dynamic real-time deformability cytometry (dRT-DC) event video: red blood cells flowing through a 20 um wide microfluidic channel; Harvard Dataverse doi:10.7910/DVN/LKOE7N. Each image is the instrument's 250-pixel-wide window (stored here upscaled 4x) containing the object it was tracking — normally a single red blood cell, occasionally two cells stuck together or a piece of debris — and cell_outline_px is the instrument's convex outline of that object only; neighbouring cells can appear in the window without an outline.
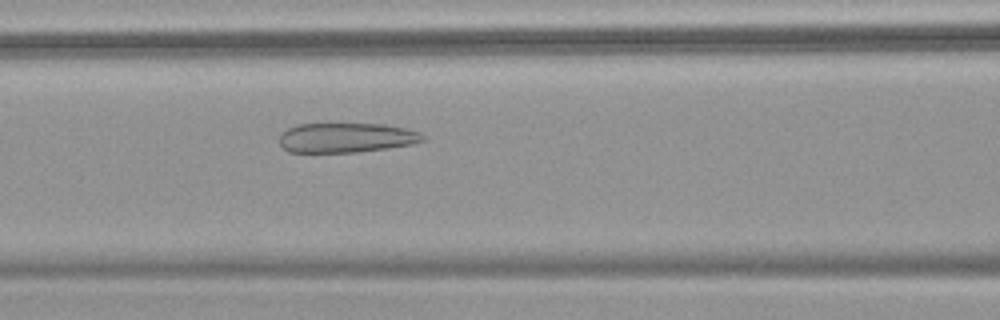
{"species": "common noctule bat (a hibernating species)", "species_latin": "Nyctalus noctula", "temperature_condition": "warm", "stored_images_in_passage": 53, "camera_frame_rate_fps": 3000, "um_per_image_px": 0.085, "animal": {"sex": "female", "body_mass_g": 18.4}, "frame": {"image": 1, "passage_image": 22, "time_ms": 7.0, "image_size_px": [1000, 320], "cell_outline_px": [[424, 140], [412, 144], [388, 148], [356, 152], [288, 152], [280, 144], [280, 132], [296, 124], [384, 124], [404, 128], [420, 132], [424, 136]], "centroid_in_image_um": [29.41, 11.7], "position_along_channel_um": 137.2, "area_um2": 24.8}}
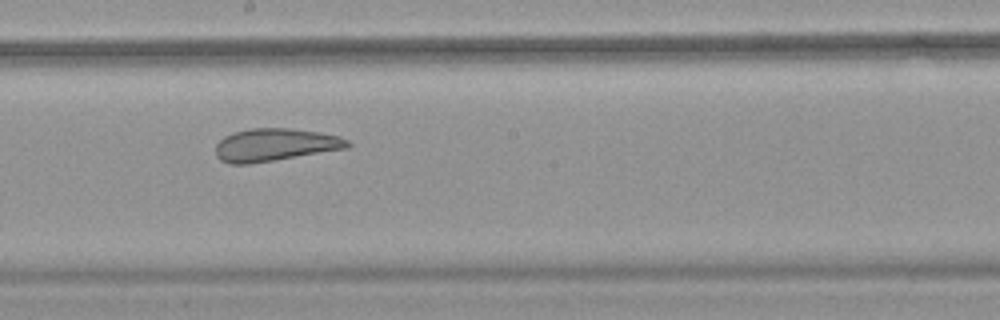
{"frame": {"image": 2, "passage_image": 29, "time_ms": 9.333, "image_size_px": [1000, 320], "cell_outline_px": [[352, 144], [348, 148], [248, 164], [228, 164], [220, 160], [216, 156], [216, 144], [224, 136], [232, 132], [252, 128], [292, 128], [340, 136], [348, 140]], "centroid_in_image_um": [23.35, 12.3], "position_along_channel_um": 224.8, "area_um2": 25.09}}
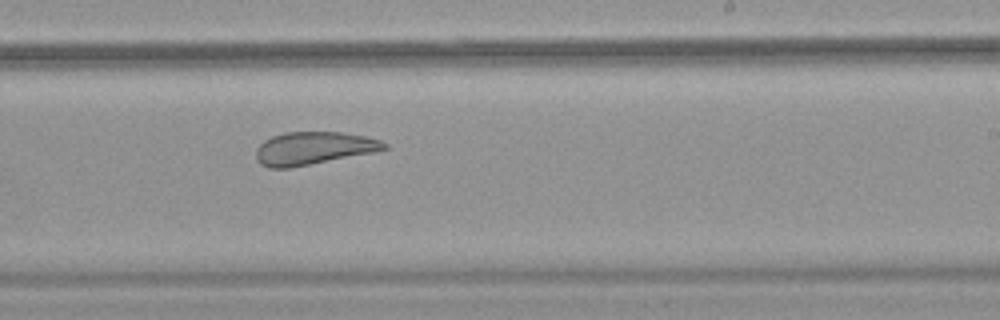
{"frame": {"image": 3, "passage_image": 32, "time_ms": 10.333, "image_size_px": [1000, 320], "cell_outline_px": [[388, 148], [372, 152], [288, 168], [268, 168], [260, 164], [256, 160], [256, 148], [264, 140], [272, 136], [284, 132], [340, 132], [364, 136], [380, 140], [388, 144]], "centroid_in_image_um": [26.59, 12.59], "position_along_channel_um": 262.4, "area_um2": 24.28}}